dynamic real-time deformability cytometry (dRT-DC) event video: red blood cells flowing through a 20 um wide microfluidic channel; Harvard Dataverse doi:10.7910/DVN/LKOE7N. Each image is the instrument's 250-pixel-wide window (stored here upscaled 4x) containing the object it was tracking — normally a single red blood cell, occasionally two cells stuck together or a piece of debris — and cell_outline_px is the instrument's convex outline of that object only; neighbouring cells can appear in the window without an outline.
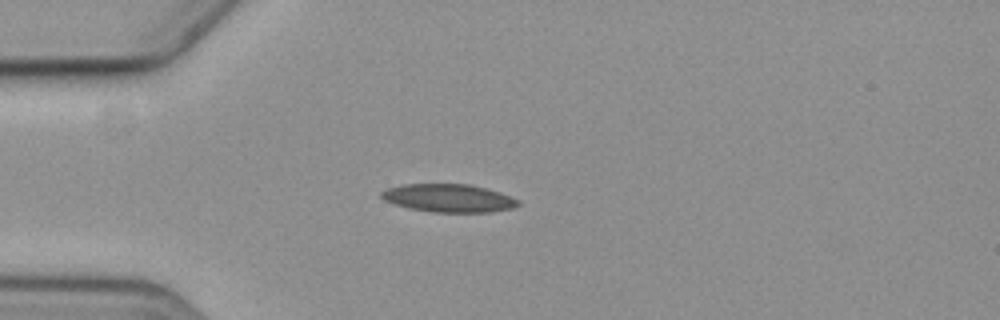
{"species": "common noctule bat (a hibernating species)", "species_latin": "Nyctalus noctula", "temperature_condition": "cold", "stored_images_in_passage": 3, "camera_frame_rate_fps": 3000, "um_per_image_px": 0.085, "animal": {"sex": "female", "body_mass_g": 19.3, "forearm_length_mm": 54.1}, "frame": {"image": 1, "passage_image": 1, "time_ms": 0.0, "image_size_px": [1000, 320], "cell_outline_px": [[520, 204], [512, 208], [492, 212], [432, 212], [408, 208], [384, 200], [380, 196], [380, 192], [388, 188], [404, 184], [468, 184], [500, 192], [520, 200]], "centroid_in_image_um": [38.14, 16.84], "position_along_channel_um": 46.9, "area_um2": 22.31}}